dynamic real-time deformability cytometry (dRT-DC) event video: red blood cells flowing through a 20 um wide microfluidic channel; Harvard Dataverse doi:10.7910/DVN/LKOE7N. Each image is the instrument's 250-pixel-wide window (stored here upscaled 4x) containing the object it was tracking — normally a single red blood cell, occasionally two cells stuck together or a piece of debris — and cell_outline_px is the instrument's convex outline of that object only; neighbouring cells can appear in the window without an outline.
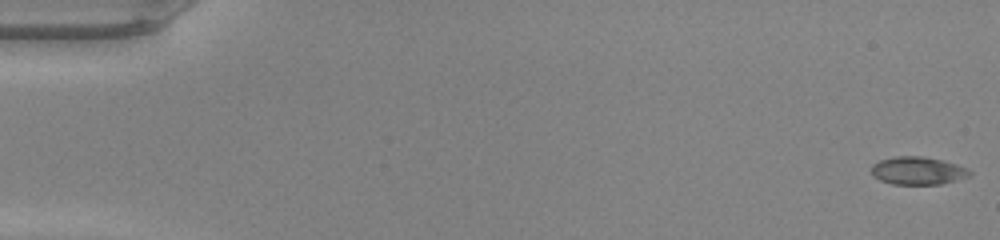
{"species": "common noctule bat (a hibernating species)", "species_latin": "Nyctalus noctula", "temperature_condition": "warm", "stored_images_in_passage": 49, "camera_frame_rate_fps": 3000, "um_per_image_px": 0.085, "animal": {"sex": "male", "body_mass_g": 20.0, "forearm_length_mm": 53.3}, "frame": {"image": 1, "passage_image": 1, "time_ms": 0.0, "image_size_px": [1000, 240], "cell_outline_px": [[972, 176], [940, 184], [892, 184], [880, 180], [872, 176], [872, 164], [880, 160], [896, 156], [924, 156], [944, 160], [956, 164], [972, 172]], "centroid_in_image_um": [78.01, 14.51], "position_along_channel_um": 7.0, "area_um2": 16.01}}
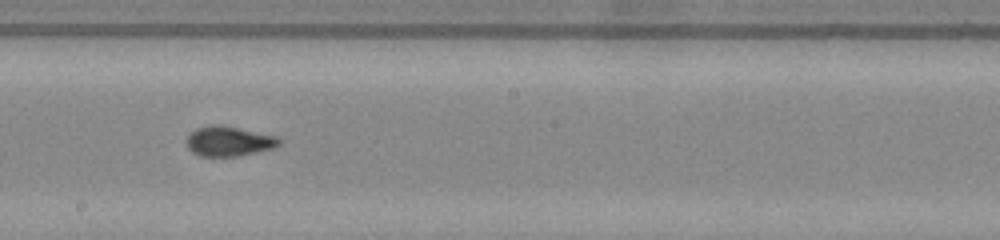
{"frame": {"image": 2, "passage_image": 28, "time_ms": 9.0, "image_size_px": [1000, 240], "cell_outline_px": [[280, 144], [272, 148], [256, 152], [236, 156], [200, 156], [192, 152], [184, 144], [184, 140], [196, 128], [212, 124], [216, 124], [276, 136], [280, 140]], "centroid_in_image_um": [19.37, 12.01], "position_along_channel_um": 228.8, "area_um2": 15.95}}
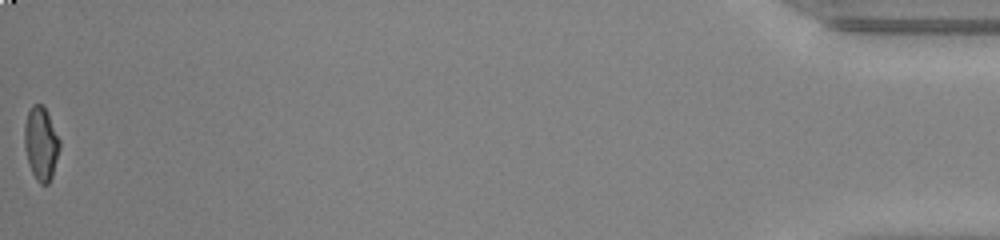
{"frame": {"image": 3, "passage_image": 49, "time_ms": 16.0, "image_size_px": [1000, 240], "cell_outline_px": [[60, 148], [52, 176], [48, 184], [40, 184], [36, 180], [28, 164], [24, 144], [24, 124], [28, 112], [32, 104], [44, 104], [48, 112], [60, 140]], "centroid_in_image_um": [3.48, 12.18], "position_along_channel_um": 431.7, "area_um2": 15.26}, "authors_computed_cell_mechanics": {"area_um2": 15.7794, "velocity_mm_per_s": 4.2769, "shape_relaxation_time_tau1_ms": 8.0425, "shape_relaxation_time_tau2_ms": 0.8306, "deformation_change_tau1": 0.2553, "deformation_change_tau2": 0.0481}}